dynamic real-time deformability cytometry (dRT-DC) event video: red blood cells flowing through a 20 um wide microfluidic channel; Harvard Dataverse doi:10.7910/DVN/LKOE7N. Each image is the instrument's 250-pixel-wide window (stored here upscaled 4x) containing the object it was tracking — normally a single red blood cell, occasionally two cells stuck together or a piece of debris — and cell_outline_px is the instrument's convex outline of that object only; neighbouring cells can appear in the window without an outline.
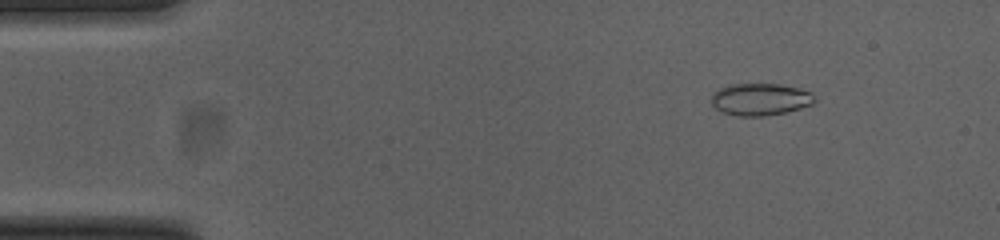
{"species": "common noctule bat (a hibernating species)", "species_latin": "Nyctalus noctula", "temperature_condition": "cold", "stored_images_in_passage": 53, "camera_frame_rate_fps": 3000, "um_per_image_px": 0.085, "animal": {"sex": "female", "body_mass_g": 23.0, "forearm_length_mm": 53.4}, "frame": {"image": 1, "passage_image": 7, "time_ms": 2.0, "image_size_px": [1000, 240], "cell_outline_px": [[816, 100], [812, 104], [800, 108], [784, 112], [764, 116], [736, 116], [724, 112], [716, 108], [712, 104], [712, 96], [720, 88], [728, 84], [780, 84], [800, 88], [808, 92]], "centroid_in_image_um": [64.61, 8.44], "position_along_channel_um": 20.4, "area_um2": 19.07}}
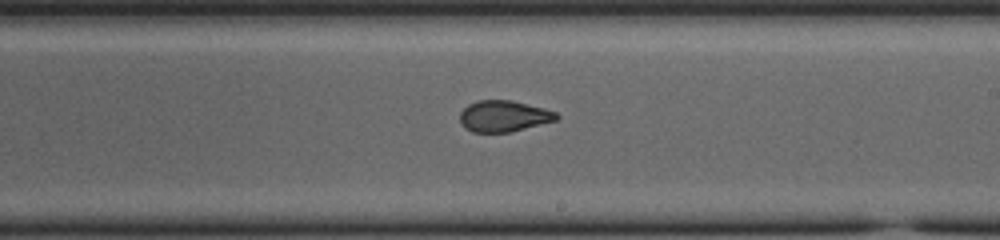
{"frame": {"image": 2, "passage_image": 31, "time_ms": 10.0, "image_size_px": [1000, 240], "cell_outline_px": [[560, 116], [556, 120], [508, 132], [472, 132], [460, 120], [460, 112], [468, 104], [476, 100], [512, 100], [544, 108], [556, 112]], "centroid_in_image_um": [42.82, 9.85], "position_along_channel_um": 246.2, "area_um2": 17.34}}
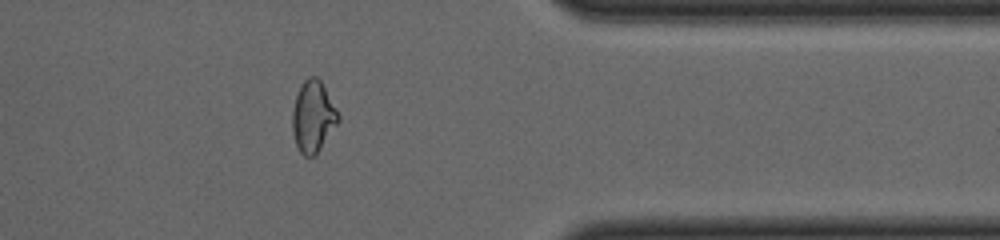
{"frame": {"image": 3, "passage_image": 43, "time_ms": 14.0, "image_size_px": [1000, 240], "cell_outline_px": [[340, 120], [320, 148], [312, 156], [304, 156], [300, 152], [296, 144], [292, 132], [292, 112], [296, 96], [304, 80], [308, 76], [316, 76], [320, 80], [336, 108], [340, 116]], "centroid_in_image_um": [26.6, 9.9], "position_along_channel_um": 384.8, "area_um2": 18.79}, "authors_computed_cell_mechanics": {"area_um2": 19.074, "velocity_mm_per_s": 3.8578, "shape_relaxation_time_tau1_ms": null, "shape_relaxation_time_tau2_ms": 1.2889, "deformation_change_tau1": null, "deformation_change_tau2": 0.0592}}